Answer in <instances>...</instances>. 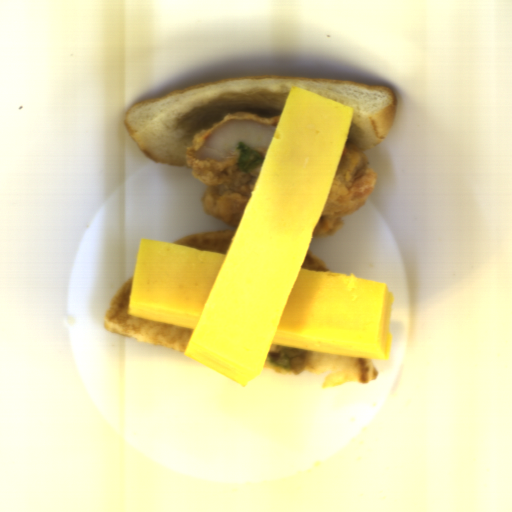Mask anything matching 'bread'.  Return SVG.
<instances>
[{
  "mask_svg": "<svg viewBox=\"0 0 512 512\" xmlns=\"http://www.w3.org/2000/svg\"><path fill=\"white\" fill-rule=\"evenodd\" d=\"M294 86L353 108L346 142L355 143L364 152L384 140L394 126L398 97L385 85L271 74L223 77L219 81L173 89L129 107L122 123L146 157L156 163L187 167L186 147L192 146L194 133L175 129L177 120L185 113L196 106L209 104L223 91L248 94L255 90H270L281 94L282 87L291 91Z\"/></svg>",
  "mask_w": 512,
  "mask_h": 512,
  "instance_id": "1",
  "label": "bread"
},
{
  "mask_svg": "<svg viewBox=\"0 0 512 512\" xmlns=\"http://www.w3.org/2000/svg\"><path fill=\"white\" fill-rule=\"evenodd\" d=\"M134 274L121 284L111 298L103 319L108 333L160 345L185 353L194 329L129 315V297Z\"/></svg>",
  "mask_w": 512,
  "mask_h": 512,
  "instance_id": "2",
  "label": "bread"
},
{
  "mask_svg": "<svg viewBox=\"0 0 512 512\" xmlns=\"http://www.w3.org/2000/svg\"><path fill=\"white\" fill-rule=\"evenodd\" d=\"M310 352L304 370L314 375H320L327 371L322 382L324 387H337L348 382L368 385L370 381L378 378V367L371 359Z\"/></svg>",
  "mask_w": 512,
  "mask_h": 512,
  "instance_id": "3",
  "label": "bread"
},
{
  "mask_svg": "<svg viewBox=\"0 0 512 512\" xmlns=\"http://www.w3.org/2000/svg\"><path fill=\"white\" fill-rule=\"evenodd\" d=\"M235 233L232 228L199 231L180 237L171 244L227 255Z\"/></svg>",
  "mask_w": 512,
  "mask_h": 512,
  "instance_id": "4",
  "label": "bread"
},
{
  "mask_svg": "<svg viewBox=\"0 0 512 512\" xmlns=\"http://www.w3.org/2000/svg\"><path fill=\"white\" fill-rule=\"evenodd\" d=\"M300 269H309L319 272H329V267H327L322 259L316 256L313 252L307 250L304 260Z\"/></svg>",
  "mask_w": 512,
  "mask_h": 512,
  "instance_id": "5",
  "label": "bread"
}]
</instances>
